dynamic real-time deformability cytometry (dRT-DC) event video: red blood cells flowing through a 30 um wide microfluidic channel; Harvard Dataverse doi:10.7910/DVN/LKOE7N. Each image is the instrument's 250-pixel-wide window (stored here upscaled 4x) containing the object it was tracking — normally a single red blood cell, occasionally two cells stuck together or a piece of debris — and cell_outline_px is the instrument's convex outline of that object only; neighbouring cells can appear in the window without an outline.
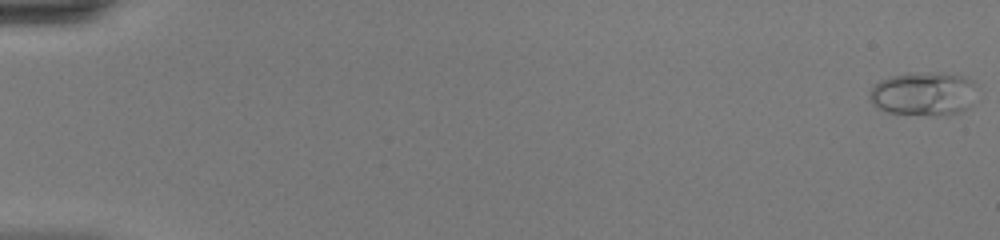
{"species": "common noctule bat (a hibernating species)", "species_latin": "Nyctalus noctula", "temperature_condition": "warm", "stored_images_in_passage": 48, "camera_frame_rate_fps": 3000, "um_per_image_px": 0.085, "animal": {"sex": "female", "body_mass_g": 20.0, "forearm_length_mm": 54.0}, "frame": {"image": 1, "passage_image": 1, "time_ms": 0.0, "image_size_px": [1000, 240], "cell_outline_px": [[972, 104], [968, 108], [960, 112], [944, 116], [936, 116], [884, 112], [876, 108], [872, 104], [868, 96], [872, 88], [880, 80], [892, 76], [908, 72], [940, 72], [964, 76], [972, 80]], "centroid_in_image_um": [78.45, 7.98], "position_along_channel_um": 6.6, "area_um2": 27.63}}
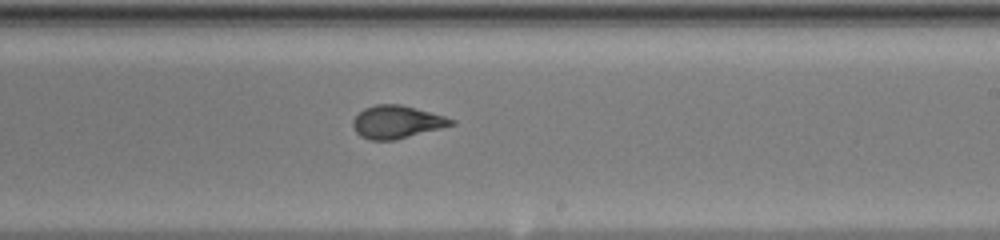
{"frame": {"image": 2, "passage_image": 30, "time_ms": 9.667, "image_size_px": [1000, 240], "cell_outline_px": [[456, 124], [396, 140], [368, 140], [360, 136], [356, 132], [352, 124], [352, 120], [364, 108], [376, 104], [400, 104], [444, 116], [456, 120]], "centroid_in_image_um": [33.72, 10.38], "position_along_channel_um": 255.3, "area_um2": 18.79}}
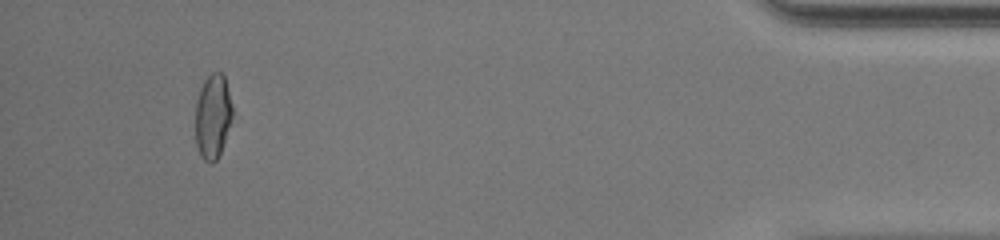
{"frame": {"image": 3, "passage_image": 45, "time_ms": 14.667, "image_size_px": [1000, 240], "cell_outline_px": [[232, 116], [220, 152], [216, 160], [212, 164], [204, 160], [200, 156], [196, 144], [196, 100], [200, 88], [204, 80], [212, 72], [220, 72], [224, 76], [232, 104]], "centroid_in_image_um": [18.07, 9.88], "position_along_channel_um": 417.1, "area_um2": 18.03}, "authors_computed_cell_mechanics": {"area_um2": 19.5942, "velocity_mm_per_s": 4.4553, "shape_relaxation_time_tau1_ms": null, "shape_relaxation_time_tau2_ms": 0.7498, "deformation_change_tau1": null, "deformation_change_tau2": 0.0715}}